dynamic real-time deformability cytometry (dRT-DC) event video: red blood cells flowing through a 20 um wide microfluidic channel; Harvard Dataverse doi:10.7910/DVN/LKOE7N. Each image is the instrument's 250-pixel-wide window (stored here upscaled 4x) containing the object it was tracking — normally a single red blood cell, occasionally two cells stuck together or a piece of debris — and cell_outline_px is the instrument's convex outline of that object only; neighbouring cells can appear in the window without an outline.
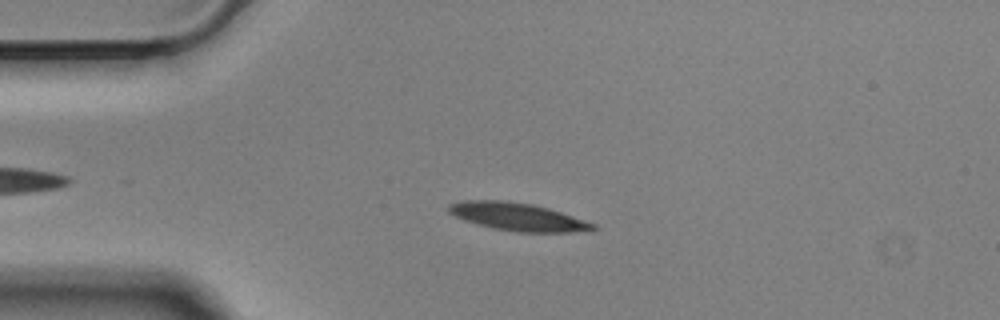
{"species": "Egyptian fruit bat (a non-hibernating species)", "species_latin": "Rousettus aegyptiacus", "temperature_condition": "cold", "stored_images_in_passage": 26, "camera_frame_rate_fps": 3000, "um_per_image_px": 0.085, "animal": {"sex": "male"}, "frame": {"image": 1, "passage_image": 4, "time_ms": 1.0, "image_size_px": [1000, 320], "cell_outline_px": [[596, 228], [572, 232], [516, 232], [492, 228], [476, 224], [464, 220], [448, 212], [448, 204], [464, 200], [500, 200], [532, 204], [548, 208], [596, 224]], "centroid_in_image_um": [43.94, 18.42], "position_along_channel_um": 41.1, "area_um2": 23.18}}
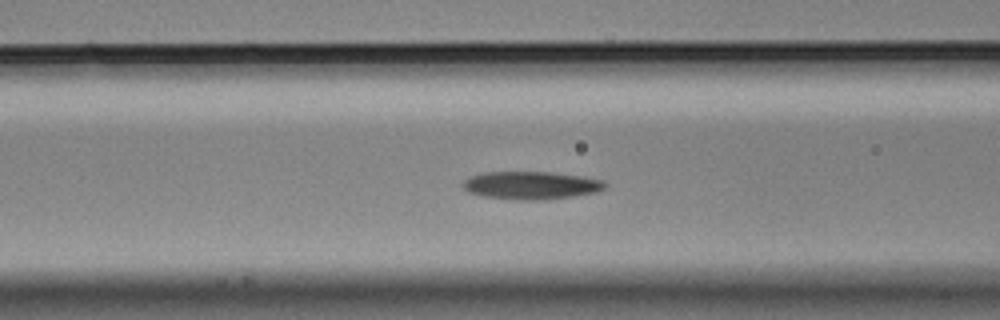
{"frame": {"image": 2, "passage_image": 13, "time_ms": 4.0, "image_size_px": [1000, 320], "cell_outline_px": [[608, 184], [604, 188], [596, 192], [572, 196], [536, 200], [508, 200], [480, 196], [468, 192], [460, 184], [468, 176], [484, 172], [548, 172], [580, 176], [604, 180]], "centroid_in_image_um": [45.07, 15.76], "position_along_channel_um": 121.5, "area_um2": 23.29}}
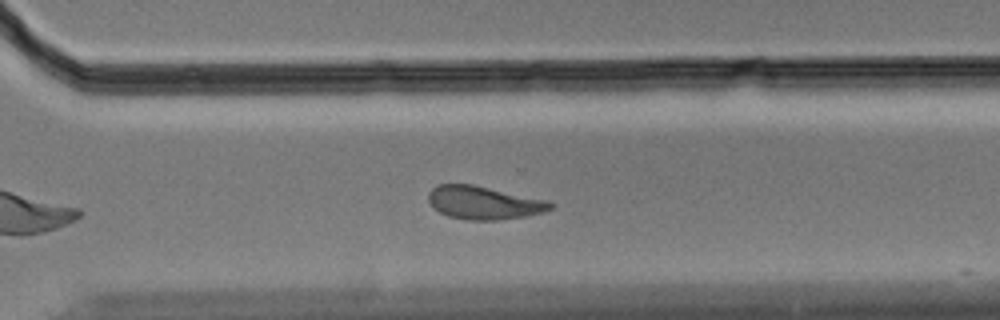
{"frame": {"image": 3, "passage_image": 25, "time_ms": 8.0, "image_size_px": [1000, 320], "cell_outline_px": [[556, 204], [552, 208], [544, 212], [528, 216], [496, 220], [468, 220], [448, 216], [432, 208], [428, 200], [428, 192], [436, 184], [472, 184], [552, 200]], "centroid_in_image_um": [41.17, 17.22], "position_along_channel_um": 329.4, "area_um2": 24.1}}